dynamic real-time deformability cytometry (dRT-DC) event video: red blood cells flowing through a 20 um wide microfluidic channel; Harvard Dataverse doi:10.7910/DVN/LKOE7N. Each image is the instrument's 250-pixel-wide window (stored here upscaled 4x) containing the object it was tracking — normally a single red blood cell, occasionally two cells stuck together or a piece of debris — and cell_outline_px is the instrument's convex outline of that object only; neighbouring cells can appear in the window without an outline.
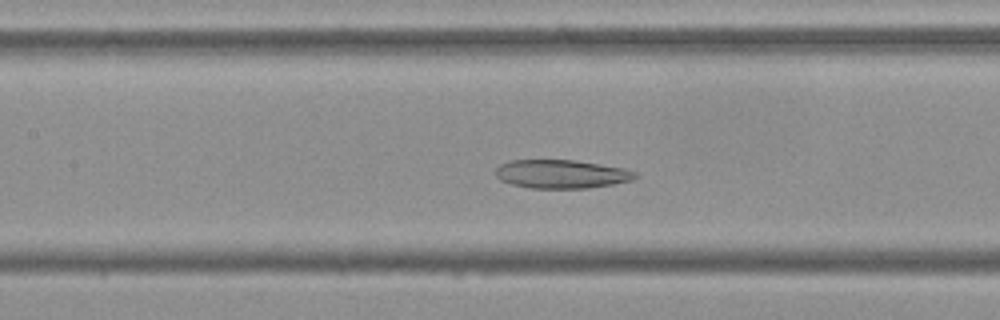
{"species": "Egyptian fruit bat (a non-hibernating species)", "species_latin": "Rousettus aegyptiacus", "temperature_condition": "cold", "stored_images_in_passage": 53, "camera_frame_rate_fps": 3000, "um_per_image_px": 0.085, "frame": {"image": 1, "passage_image": 23, "time_ms": 7.333, "image_size_px": [1000, 320], "cell_outline_px": [[640, 176], [632, 180], [612, 184], [588, 188], [532, 188], [512, 184], [500, 180], [496, 176], [496, 168], [500, 164], [508, 160], [576, 160], [624, 168], [636, 172]], "centroid_in_image_um": [47.73, 14.79], "position_along_channel_um": 159.7, "area_um2": 23.29}}
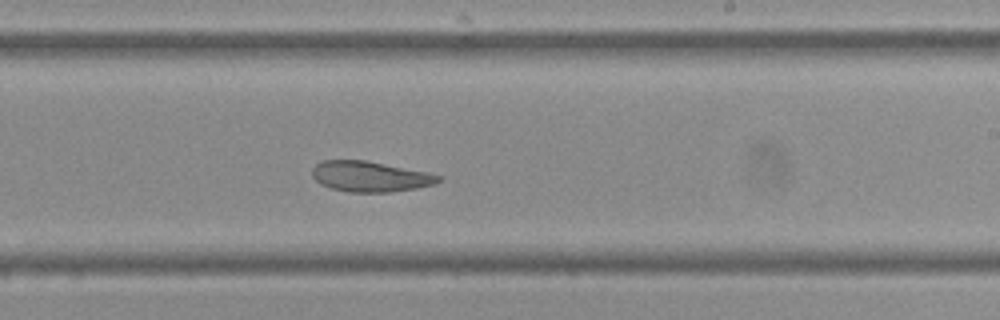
{"frame": {"image": 2, "passage_image": 31, "time_ms": 10.0, "image_size_px": [1000, 320], "cell_outline_px": [[444, 176], [436, 184], [416, 188], [388, 192], [348, 192], [332, 188], [320, 184], [312, 176], [312, 168], [320, 160], [364, 160], [428, 172]], "centroid_in_image_um": [31.46, 15.0], "position_along_channel_um": 257.5, "area_um2": 22.48}}
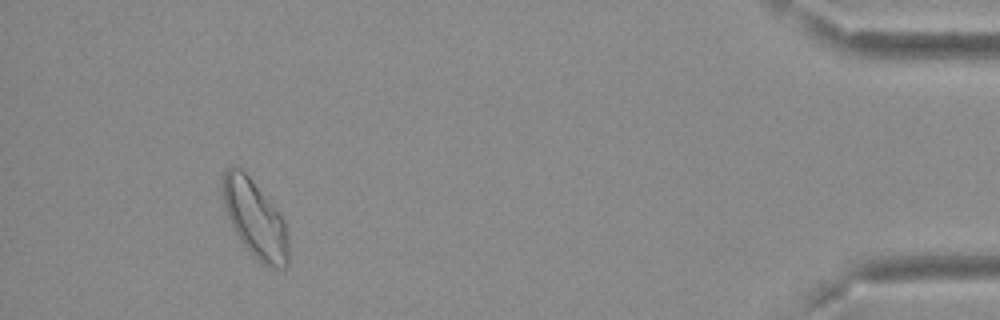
{"frame": {"image": 3, "passage_image": 49, "time_ms": 16.0, "image_size_px": [1000, 320], "cell_outline_px": [[288, 264], [284, 268], [272, 268], [260, 264], [240, 240], [228, 220], [224, 208], [224, 172], [228, 168], [240, 168], [248, 176], [280, 212], [288, 228]], "centroid_in_image_um": [21.72, 18.69], "position_along_channel_um": 413.5, "area_um2": 29.54}, "authors_computed_cell_mechanics": {"area_um2": 27.2816, "velocity_mm_per_s": 3.6802, "shape_relaxation_time_tau1_ms": null, "shape_relaxation_time_tau2_ms": 4.7297, "deformation_change_tau1": null, "deformation_change_tau2": 0.1107}}